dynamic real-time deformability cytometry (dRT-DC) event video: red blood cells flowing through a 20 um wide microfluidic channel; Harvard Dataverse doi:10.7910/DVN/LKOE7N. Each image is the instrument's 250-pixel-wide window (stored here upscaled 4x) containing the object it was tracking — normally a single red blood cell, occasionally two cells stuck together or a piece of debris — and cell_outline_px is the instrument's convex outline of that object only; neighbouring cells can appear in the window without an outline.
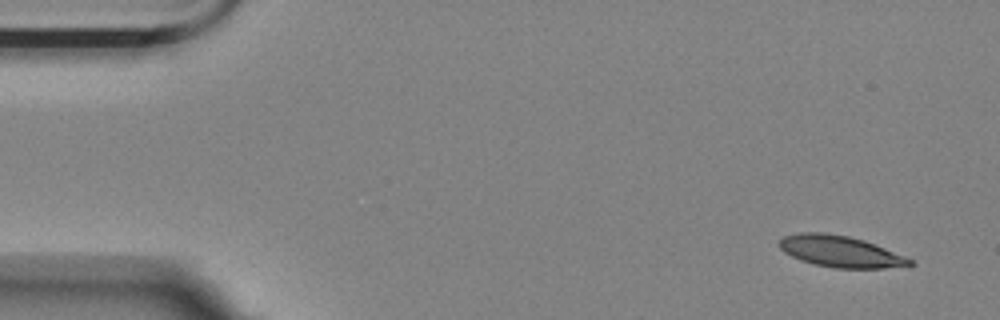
{"species": "Egyptian fruit bat (a non-hibernating species)", "species_latin": "Rousettus aegyptiacus", "temperature_condition": "room temperature", "stored_images_in_passage": 3, "camera_frame_rate_fps": 3000, "um_per_image_px": 0.085, "animal": {"sex": "female"}, "frame": {"image": 1, "passage_image": 1, "time_ms": 0.0, "image_size_px": [1000, 320], "cell_outline_px": [[916, 264], [908, 268], [832, 268], [812, 264], [800, 260], [784, 252], [776, 244], [784, 236], [800, 232], [824, 232], [848, 236], [864, 240], [916, 260]], "centroid_in_image_um": [71.5, 21.39], "position_along_channel_um": 13.5, "area_um2": 24.45}}